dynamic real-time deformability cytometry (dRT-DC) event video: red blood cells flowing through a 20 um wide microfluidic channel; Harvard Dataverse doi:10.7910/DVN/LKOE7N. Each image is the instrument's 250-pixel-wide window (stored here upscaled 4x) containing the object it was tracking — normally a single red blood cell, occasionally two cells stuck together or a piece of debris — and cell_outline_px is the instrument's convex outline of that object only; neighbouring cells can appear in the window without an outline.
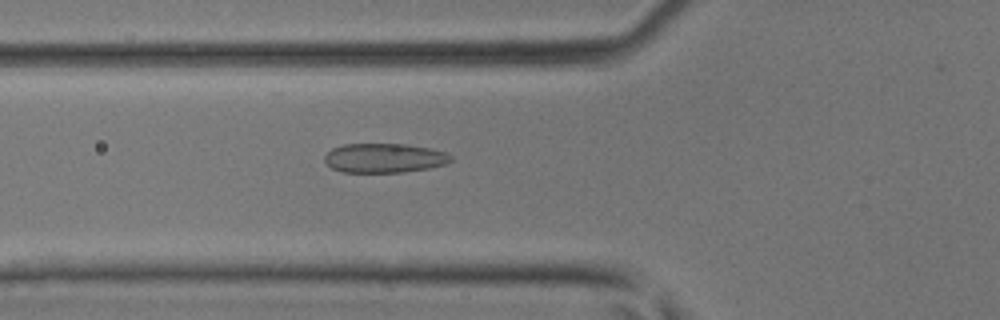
{"species": "common noctule bat (a hibernating species)", "species_latin": "Nyctalus noctula", "temperature_condition": "room temperature", "stored_images_in_passage": 43, "camera_frame_rate_fps": 3000, "um_per_image_px": 0.085, "animal": {"sex": "male", "body_mass_g": 17.9, "forearm_length_mm": 54.2}, "frame": {"image": 1, "passage_image": 14, "time_ms": 4.333, "image_size_px": [1000, 320], "cell_outline_px": [[452, 160], [448, 164], [428, 168], [404, 172], [344, 172], [332, 168], [324, 160], [324, 156], [332, 148], [344, 144], [404, 144], [432, 148], [444, 152], [452, 156]], "centroid_in_image_um": [32.69, 13.43], "position_along_channel_um": 93.1, "area_um2": 21.62}}
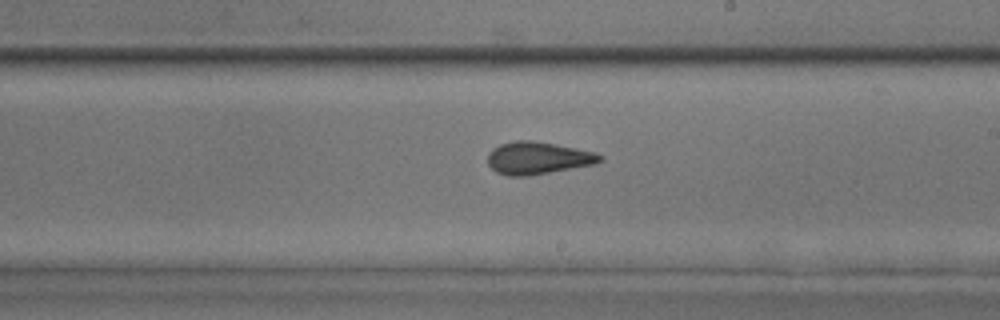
{"frame": {"image": 2, "passage_image": 24, "time_ms": 7.667, "image_size_px": [1000, 320], "cell_outline_px": [[604, 160], [596, 164], [528, 176], [508, 176], [496, 172], [488, 164], [488, 152], [492, 148], [500, 144], [516, 140], [532, 140], [556, 144], [596, 152], [604, 156]], "centroid_in_image_um": [45.74, 13.43], "position_along_channel_um": 243.3, "area_um2": 21.44}}
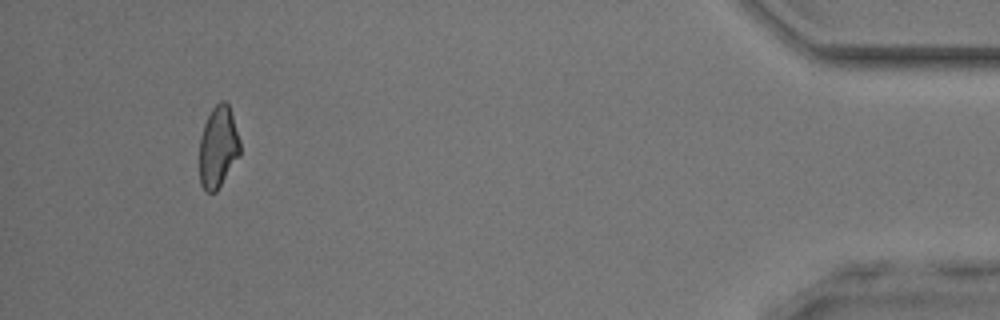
{"frame": {"image": 3, "passage_image": 40, "time_ms": 13.0, "image_size_px": [1000, 320], "cell_outline_px": [[240, 156], [216, 192], [204, 192], [200, 184], [200, 136], [204, 124], [212, 108], [220, 100], [224, 100], [228, 104], [240, 140]], "centroid_in_image_um": [18.54, 12.52], "position_along_channel_um": 416.7, "area_um2": 19.36}}